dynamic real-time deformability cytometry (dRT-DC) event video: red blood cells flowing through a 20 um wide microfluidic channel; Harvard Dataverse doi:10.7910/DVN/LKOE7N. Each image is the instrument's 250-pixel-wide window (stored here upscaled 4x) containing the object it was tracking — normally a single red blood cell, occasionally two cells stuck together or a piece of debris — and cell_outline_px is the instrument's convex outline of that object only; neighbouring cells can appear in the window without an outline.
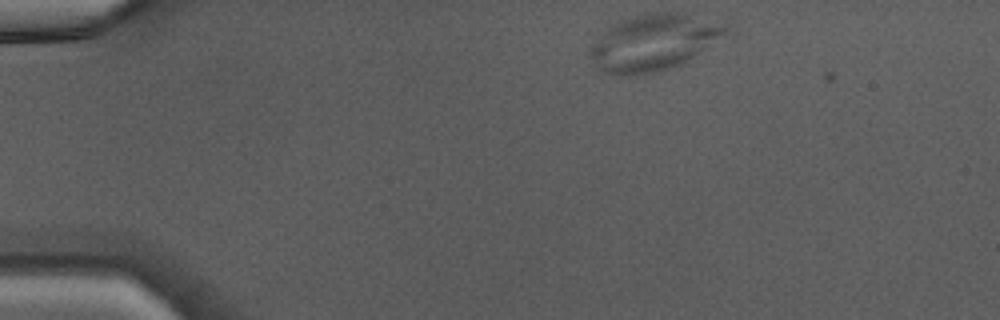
{"species": "Egyptian fruit bat (a non-hibernating species)", "species_latin": "Rousettus aegyptiacus", "temperature_condition": "warm", "stored_images_in_passage": 39, "camera_frame_rate_fps": 3000, "um_per_image_px": 0.085, "animal": {"sex": "male"}, "frame": {"image": 1, "passage_image": 1, "time_ms": 0.0, "image_size_px": [1000, 320], "cell_outline_px": [[728, 32], [708, 48], [680, 64], [668, 68], [636, 76], [616, 76], [600, 72], [588, 56], [588, 48], [604, 32], [620, 20], [652, 12], [684, 12], [728, 24]], "centroid_in_image_um": [55.54, 3.62], "position_along_channel_um": 29.5, "area_um2": 44.74}}
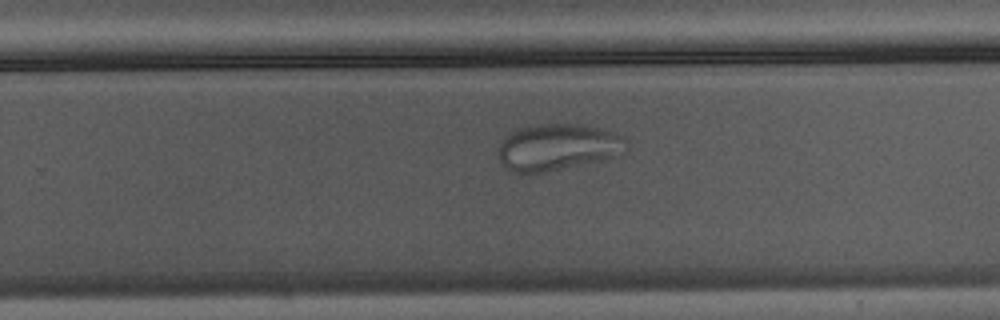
{"frame": {"image": 2, "passage_image": 23, "time_ms": 7.333, "image_size_px": [1000, 320], "cell_outline_px": [[628, 148], [612, 156], [600, 160], [540, 172], [512, 172], [500, 160], [496, 152], [504, 136], [516, 128], [540, 124], [576, 124], [596, 128], [620, 136], [628, 140]], "centroid_in_image_um": [47.32, 12.49], "position_along_channel_um": 282.5, "area_um2": 33.99}}
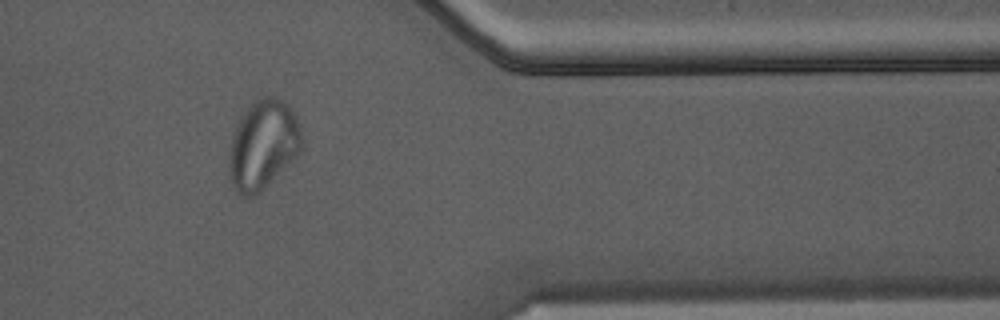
{"frame": {"image": 3, "passage_image": 31, "time_ms": 10.0, "image_size_px": [1000, 320], "cell_outline_px": [[304, 148], [264, 188], [252, 196], [240, 196], [236, 192], [232, 180], [228, 164], [232, 136], [236, 124], [240, 116], [252, 100], [264, 96], [276, 96], [292, 108], [296, 116], [304, 140]], "centroid_in_image_um": [22.37, 12.25], "position_along_channel_um": 389.0, "area_um2": 37.97}}